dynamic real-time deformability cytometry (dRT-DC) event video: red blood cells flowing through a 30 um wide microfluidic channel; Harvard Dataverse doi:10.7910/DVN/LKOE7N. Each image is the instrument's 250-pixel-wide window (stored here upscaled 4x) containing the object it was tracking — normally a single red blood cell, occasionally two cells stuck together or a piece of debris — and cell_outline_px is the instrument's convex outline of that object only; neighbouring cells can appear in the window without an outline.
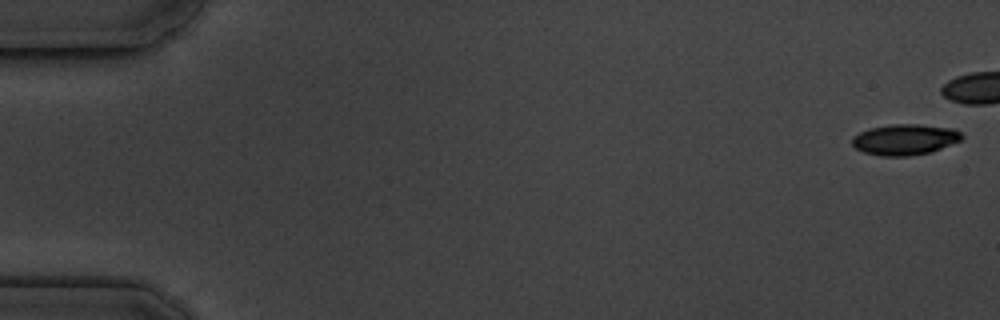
{"species": "common noctule bat (a hibernating species)", "species_latin": "Nyctalus noctula", "temperature_condition": "cold", "stored_images_in_passage": 13, "camera_frame_rate_fps": 3000, "um_per_image_px": 0.085, "animal": {"sex": "male", "body_mass_g": 19.5, "forearm_length_mm": 54.6}, "frame": {"image": 1, "passage_image": 1, "time_ms": 0.0, "image_size_px": [1000, 320], "cell_outline_px": [[964, 136], [960, 140], [932, 152], [908, 156], [880, 156], [864, 152], [856, 148], [852, 144], [852, 136], [860, 132], [872, 128], [892, 124], [920, 124], [952, 128], [960, 132]], "centroid_in_image_um": [76.91, 11.86], "position_along_channel_um": 8.1, "area_um2": 19.65}}